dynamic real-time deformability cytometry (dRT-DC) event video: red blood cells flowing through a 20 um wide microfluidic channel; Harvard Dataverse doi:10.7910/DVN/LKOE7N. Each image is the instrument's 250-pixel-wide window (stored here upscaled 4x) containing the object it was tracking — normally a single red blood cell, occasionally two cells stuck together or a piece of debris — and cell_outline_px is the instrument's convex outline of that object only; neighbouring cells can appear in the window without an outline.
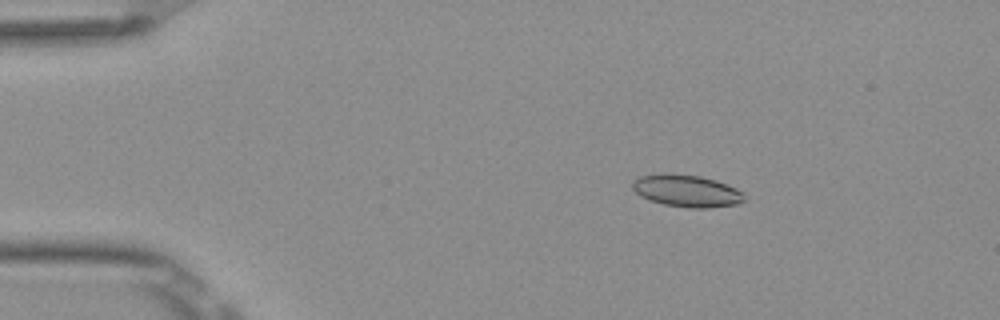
{"species": "Egyptian fruit bat (a non-hibernating species)", "species_latin": "Rousettus aegyptiacus", "temperature_condition": "room temperature", "stored_images_in_passage": 52, "camera_frame_rate_fps": 3000, "um_per_image_px": 0.085, "frame": {"image": 1, "passage_image": 8, "time_ms": 2.333, "image_size_px": [1000, 320], "cell_outline_px": [[744, 200], [740, 204], [708, 208], [688, 208], [664, 204], [648, 200], [640, 196], [632, 188], [632, 180], [640, 176], [700, 176], [716, 180], [736, 188], [744, 192]], "centroid_in_image_um": [58.42, 16.28], "position_along_channel_um": 26.6, "area_um2": 20.4}}
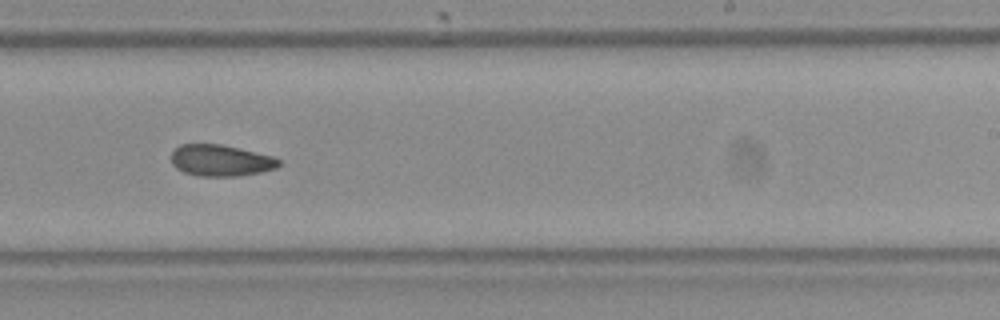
{"frame": {"image": 2, "passage_image": 32, "time_ms": 10.333, "image_size_px": [1000, 320], "cell_outline_px": [[280, 164], [276, 168], [260, 172], [236, 176], [200, 176], [184, 172], [176, 168], [172, 164], [172, 152], [180, 144], [220, 144], [272, 156], [280, 160]], "centroid_in_image_um": [18.74, 13.64], "position_along_channel_um": 270.3, "area_um2": 19.48}}
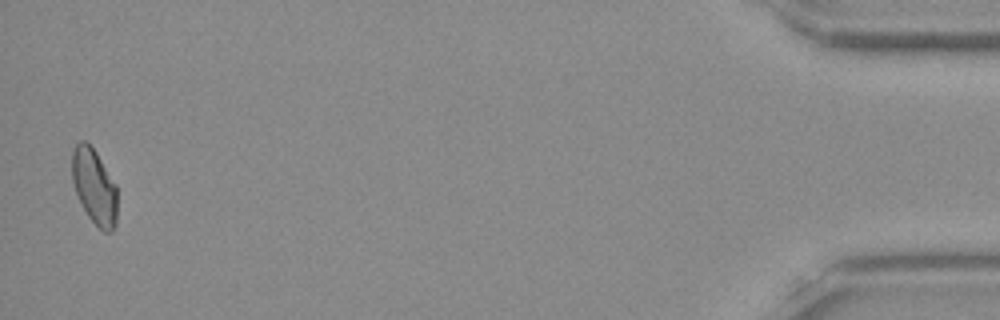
{"frame": {"image": 3, "passage_image": 51, "time_ms": 16.667, "image_size_px": [1000, 320], "cell_outline_px": [[116, 224], [112, 232], [104, 232], [88, 216], [76, 192], [72, 180], [72, 152], [76, 144], [80, 140], [84, 140], [96, 152], [116, 184]], "centroid_in_image_um": [8.02, 15.85], "position_along_channel_um": 427.2, "area_um2": 19.59}}